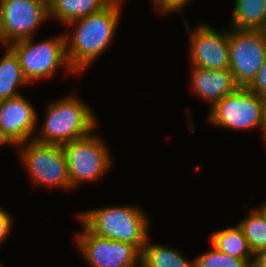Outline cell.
Listing matches in <instances>:
<instances>
[{
    "instance_id": "cell-11",
    "label": "cell",
    "mask_w": 266,
    "mask_h": 267,
    "mask_svg": "<svg viewBox=\"0 0 266 267\" xmlns=\"http://www.w3.org/2000/svg\"><path fill=\"white\" fill-rule=\"evenodd\" d=\"M184 26L189 32V61L191 66L202 69H229L228 28L214 30L211 25L200 24L190 29L184 16Z\"/></svg>"
},
{
    "instance_id": "cell-23",
    "label": "cell",
    "mask_w": 266,
    "mask_h": 267,
    "mask_svg": "<svg viewBox=\"0 0 266 267\" xmlns=\"http://www.w3.org/2000/svg\"><path fill=\"white\" fill-rule=\"evenodd\" d=\"M13 216L8 210L4 209L0 206V244L2 245L3 242L9 237L8 235L12 232L13 228ZM0 245V246H1Z\"/></svg>"
},
{
    "instance_id": "cell-14",
    "label": "cell",
    "mask_w": 266,
    "mask_h": 267,
    "mask_svg": "<svg viewBox=\"0 0 266 267\" xmlns=\"http://www.w3.org/2000/svg\"><path fill=\"white\" fill-rule=\"evenodd\" d=\"M112 0H49V17L63 25L105 8Z\"/></svg>"
},
{
    "instance_id": "cell-6",
    "label": "cell",
    "mask_w": 266,
    "mask_h": 267,
    "mask_svg": "<svg viewBox=\"0 0 266 267\" xmlns=\"http://www.w3.org/2000/svg\"><path fill=\"white\" fill-rule=\"evenodd\" d=\"M108 145L95 130L84 138L62 145L73 189L83 182L100 180L110 169L113 161Z\"/></svg>"
},
{
    "instance_id": "cell-21",
    "label": "cell",
    "mask_w": 266,
    "mask_h": 267,
    "mask_svg": "<svg viewBox=\"0 0 266 267\" xmlns=\"http://www.w3.org/2000/svg\"><path fill=\"white\" fill-rule=\"evenodd\" d=\"M191 0H153V3L156 9H158V13L161 15H169V13L173 12H180L182 16L183 12L182 9L187 5L190 4Z\"/></svg>"
},
{
    "instance_id": "cell-12",
    "label": "cell",
    "mask_w": 266,
    "mask_h": 267,
    "mask_svg": "<svg viewBox=\"0 0 266 267\" xmlns=\"http://www.w3.org/2000/svg\"><path fill=\"white\" fill-rule=\"evenodd\" d=\"M38 113L22 94L0 101V129L17 146L34 138Z\"/></svg>"
},
{
    "instance_id": "cell-8",
    "label": "cell",
    "mask_w": 266,
    "mask_h": 267,
    "mask_svg": "<svg viewBox=\"0 0 266 267\" xmlns=\"http://www.w3.org/2000/svg\"><path fill=\"white\" fill-rule=\"evenodd\" d=\"M210 109L207 120L215 127L240 131L262 129V97L248 88L238 87Z\"/></svg>"
},
{
    "instance_id": "cell-18",
    "label": "cell",
    "mask_w": 266,
    "mask_h": 267,
    "mask_svg": "<svg viewBox=\"0 0 266 267\" xmlns=\"http://www.w3.org/2000/svg\"><path fill=\"white\" fill-rule=\"evenodd\" d=\"M149 239L141 251V267H194V260H187L180 251Z\"/></svg>"
},
{
    "instance_id": "cell-5",
    "label": "cell",
    "mask_w": 266,
    "mask_h": 267,
    "mask_svg": "<svg viewBox=\"0 0 266 267\" xmlns=\"http://www.w3.org/2000/svg\"><path fill=\"white\" fill-rule=\"evenodd\" d=\"M20 162L35 186L72 189L66 156L61 145L37 142L34 139L16 146Z\"/></svg>"
},
{
    "instance_id": "cell-19",
    "label": "cell",
    "mask_w": 266,
    "mask_h": 267,
    "mask_svg": "<svg viewBox=\"0 0 266 267\" xmlns=\"http://www.w3.org/2000/svg\"><path fill=\"white\" fill-rule=\"evenodd\" d=\"M238 225L242 228L253 254L266 248V221L256 208L241 219Z\"/></svg>"
},
{
    "instance_id": "cell-9",
    "label": "cell",
    "mask_w": 266,
    "mask_h": 267,
    "mask_svg": "<svg viewBox=\"0 0 266 267\" xmlns=\"http://www.w3.org/2000/svg\"><path fill=\"white\" fill-rule=\"evenodd\" d=\"M4 47L34 37L49 18V0H0Z\"/></svg>"
},
{
    "instance_id": "cell-24",
    "label": "cell",
    "mask_w": 266,
    "mask_h": 267,
    "mask_svg": "<svg viewBox=\"0 0 266 267\" xmlns=\"http://www.w3.org/2000/svg\"><path fill=\"white\" fill-rule=\"evenodd\" d=\"M251 267H266V248L258 250L254 254Z\"/></svg>"
},
{
    "instance_id": "cell-25",
    "label": "cell",
    "mask_w": 266,
    "mask_h": 267,
    "mask_svg": "<svg viewBox=\"0 0 266 267\" xmlns=\"http://www.w3.org/2000/svg\"><path fill=\"white\" fill-rule=\"evenodd\" d=\"M263 101V125H262V129L261 132L263 131V138L265 139L266 142V97L262 98Z\"/></svg>"
},
{
    "instance_id": "cell-4",
    "label": "cell",
    "mask_w": 266,
    "mask_h": 267,
    "mask_svg": "<svg viewBox=\"0 0 266 267\" xmlns=\"http://www.w3.org/2000/svg\"><path fill=\"white\" fill-rule=\"evenodd\" d=\"M33 38L9 45L18 56L23 76L29 85L54 78L57 70L62 67L66 74L77 75L67 60L65 34L39 42H35Z\"/></svg>"
},
{
    "instance_id": "cell-7",
    "label": "cell",
    "mask_w": 266,
    "mask_h": 267,
    "mask_svg": "<svg viewBox=\"0 0 266 267\" xmlns=\"http://www.w3.org/2000/svg\"><path fill=\"white\" fill-rule=\"evenodd\" d=\"M229 70L238 87L247 88L266 58L263 30L228 28Z\"/></svg>"
},
{
    "instance_id": "cell-17",
    "label": "cell",
    "mask_w": 266,
    "mask_h": 267,
    "mask_svg": "<svg viewBox=\"0 0 266 267\" xmlns=\"http://www.w3.org/2000/svg\"><path fill=\"white\" fill-rule=\"evenodd\" d=\"M230 25L235 29L263 30L266 26V0H235Z\"/></svg>"
},
{
    "instance_id": "cell-27",
    "label": "cell",
    "mask_w": 266,
    "mask_h": 267,
    "mask_svg": "<svg viewBox=\"0 0 266 267\" xmlns=\"http://www.w3.org/2000/svg\"><path fill=\"white\" fill-rule=\"evenodd\" d=\"M264 217L265 221H266V201L263 202V204H261L260 207L256 208Z\"/></svg>"
},
{
    "instance_id": "cell-3",
    "label": "cell",
    "mask_w": 266,
    "mask_h": 267,
    "mask_svg": "<svg viewBox=\"0 0 266 267\" xmlns=\"http://www.w3.org/2000/svg\"><path fill=\"white\" fill-rule=\"evenodd\" d=\"M46 111L43 126L33 138L37 142L62 146L90 135L97 127L91 107L74 95L51 102Z\"/></svg>"
},
{
    "instance_id": "cell-26",
    "label": "cell",
    "mask_w": 266,
    "mask_h": 267,
    "mask_svg": "<svg viewBox=\"0 0 266 267\" xmlns=\"http://www.w3.org/2000/svg\"><path fill=\"white\" fill-rule=\"evenodd\" d=\"M2 145H6V146L7 145H9V146L12 145L13 147H15L0 129V146H2Z\"/></svg>"
},
{
    "instance_id": "cell-29",
    "label": "cell",
    "mask_w": 266,
    "mask_h": 267,
    "mask_svg": "<svg viewBox=\"0 0 266 267\" xmlns=\"http://www.w3.org/2000/svg\"><path fill=\"white\" fill-rule=\"evenodd\" d=\"M263 32H264V34L266 35V26H265V28L263 29Z\"/></svg>"
},
{
    "instance_id": "cell-22",
    "label": "cell",
    "mask_w": 266,
    "mask_h": 267,
    "mask_svg": "<svg viewBox=\"0 0 266 267\" xmlns=\"http://www.w3.org/2000/svg\"><path fill=\"white\" fill-rule=\"evenodd\" d=\"M247 88L259 97H266V58L255 79Z\"/></svg>"
},
{
    "instance_id": "cell-1",
    "label": "cell",
    "mask_w": 266,
    "mask_h": 267,
    "mask_svg": "<svg viewBox=\"0 0 266 267\" xmlns=\"http://www.w3.org/2000/svg\"><path fill=\"white\" fill-rule=\"evenodd\" d=\"M124 0H112L99 12L70 22L66 32V56L73 71L81 76L111 45L121 17Z\"/></svg>"
},
{
    "instance_id": "cell-2",
    "label": "cell",
    "mask_w": 266,
    "mask_h": 267,
    "mask_svg": "<svg viewBox=\"0 0 266 267\" xmlns=\"http://www.w3.org/2000/svg\"><path fill=\"white\" fill-rule=\"evenodd\" d=\"M133 205L108 206L82 211L77 218L94 235L126 242L140 252L149 237L148 215Z\"/></svg>"
},
{
    "instance_id": "cell-10",
    "label": "cell",
    "mask_w": 266,
    "mask_h": 267,
    "mask_svg": "<svg viewBox=\"0 0 266 267\" xmlns=\"http://www.w3.org/2000/svg\"><path fill=\"white\" fill-rule=\"evenodd\" d=\"M82 226L74 242L89 267H141V252L134 245L101 238Z\"/></svg>"
},
{
    "instance_id": "cell-15",
    "label": "cell",
    "mask_w": 266,
    "mask_h": 267,
    "mask_svg": "<svg viewBox=\"0 0 266 267\" xmlns=\"http://www.w3.org/2000/svg\"><path fill=\"white\" fill-rule=\"evenodd\" d=\"M209 239L210 246H213L218 251L237 259L248 260L251 264L253 263L254 254L238 223L233 227L213 232Z\"/></svg>"
},
{
    "instance_id": "cell-16",
    "label": "cell",
    "mask_w": 266,
    "mask_h": 267,
    "mask_svg": "<svg viewBox=\"0 0 266 267\" xmlns=\"http://www.w3.org/2000/svg\"><path fill=\"white\" fill-rule=\"evenodd\" d=\"M0 59V101L21 95L19 87L28 85L23 76L18 56L9 47Z\"/></svg>"
},
{
    "instance_id": "cell-20",
    "label": "cell",
    "mask_w": 266,
    "mask_h": 267,
    "mask_svg": "<svg viewBox=\"0 0 266 267\" xmlns=\"http://www.w3.org/2000/svg\"><path fill=\"white\" fill-rule=\"evenodd\" d=\"M212 249L194 258V267H251L248 260L237 259L222 253L211 246Z\"/></svg>"
},
{
    "instance_id": "cell-28",
    "label": "cell",
    "mask_w": 266,
    "mask_h": 267,
    "mask_svg": "<svg viewBox=\"0 0 266 267\" xmlns=\"http://www.w3.org/2000/svg\"><path fill=\"white\" fill-rule=\"evenodd\" d=\"M0 44L4 46V35H3L2 25H1V13H0Z\"/></svg>"
},
{
    "instance_id": "cell-13",
    "label": "cell",
    "mask_w": 266,
    "mask_h": 267,
    "mask_svg": "<svg viewBox=\"0 0 266 267\" xmlns=\"http://www.w3.org/2000/svg\"><path fill=\"white\" fill-rule=\"evenodd\" d=\"M190 83L192 92L207 101L211 108L238 88L229 69H202L192 66Z\"/></svg>"
}]
</instances>
